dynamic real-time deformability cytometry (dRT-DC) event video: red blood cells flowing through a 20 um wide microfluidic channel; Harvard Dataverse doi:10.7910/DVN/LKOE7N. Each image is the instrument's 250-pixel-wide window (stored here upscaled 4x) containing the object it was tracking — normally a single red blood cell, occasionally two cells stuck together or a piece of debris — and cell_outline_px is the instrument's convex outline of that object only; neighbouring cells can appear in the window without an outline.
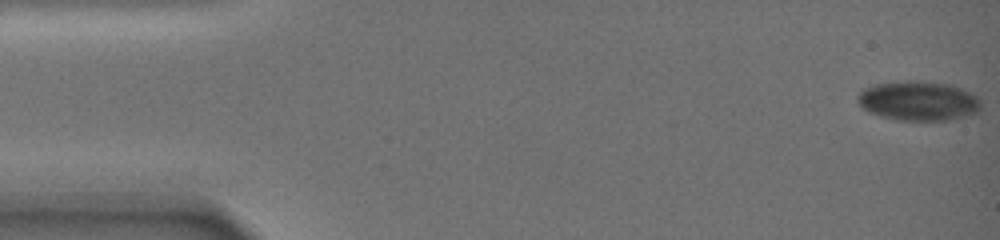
{"species": "common noctule bat (a hibernating species)", "species_latin": "Nyctalus noctula", "temperature_condition": "warm", "stored_images_in_passage": 46, "camera_frame_rate_fps": 3000, "um_per_image_px": 0.085, "animal": {"sex": "female", "body_mass_g": 19.0, "forearm_length_mm": 51.5}, "frame": {"image": 1, "passage_image": 1, "time_ms": 0.0, "image_size_px": [1000, 240], "cell_outline_px": [[980, 108], [976, 112], [964, 116], [948, 120], [896, 120], [880, 116], [868, 112], [856, 100], [856, 96], [864, 88], [872, 84], [904, 80], [916, 80], [952, 84], [976, 96], [980, 100]], "centroid_in_image_um": [78.01, 8.56], "position_along_channel_um": 7.0, "area_um2": 28.55}}
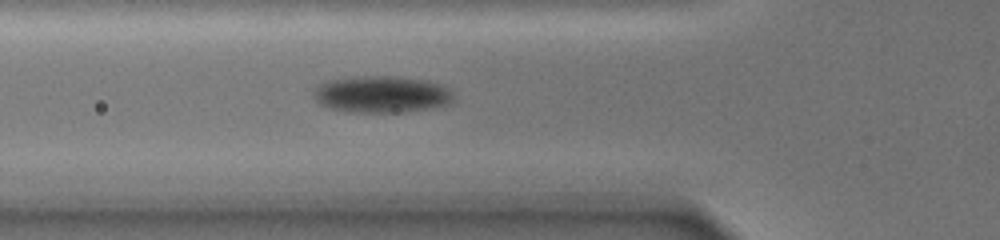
{"frame": {"image": 2, "passage_image": 22, "time_ms": 7.0, "image_size_px": [1000, 240], "cell_outline_px": [[456, 96], [448, 104], [428, 108], [400, 112], [356, 112], [328, 108], [320, 104], [312, 96], [312, 92], [316, 84], [328, 80], [352, 76], [392, 76], [428, 80], [444, 84]], "centroid_in_image_um": [32.41, 7.99], "position_along_channel_um": 93.4, "area_um2": 30.4}}
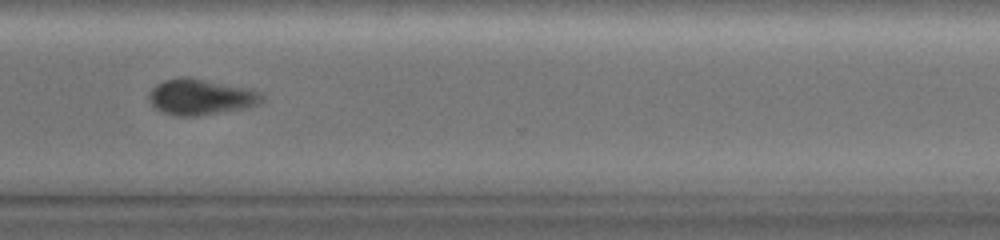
{"frame": {"image": 3, "passage_image": 38, "time_ms": 15.0, "image_size_px": [1000, 240], "cell_outline_px": [[264, 100], [260, 104], [248, 108], [196, 116], [176, 116], [164, 112], [156, 108], [148, 100], [148, 96], [152, 88], [156, 84], [164, 80], [176, 76], [188, 76], [252, 88], [260, 92], [264, 96]], "centroid_in_image_um": [17.1, 8.22], "position_along_channel_um": 353.5, "area_um2": 24.16}, "authors_computed_cell_mechanics": {"area_um2": 28.3798, "velocity_mm_per_s": 3.2441, "shape_relaxation_time_tau1_ms": 4.652, "shape_relaxation_time_tau2_ms": 2.1996, "deformation_change_tau1": 0.0927, "deformation_change_tau2": 0.0578}}